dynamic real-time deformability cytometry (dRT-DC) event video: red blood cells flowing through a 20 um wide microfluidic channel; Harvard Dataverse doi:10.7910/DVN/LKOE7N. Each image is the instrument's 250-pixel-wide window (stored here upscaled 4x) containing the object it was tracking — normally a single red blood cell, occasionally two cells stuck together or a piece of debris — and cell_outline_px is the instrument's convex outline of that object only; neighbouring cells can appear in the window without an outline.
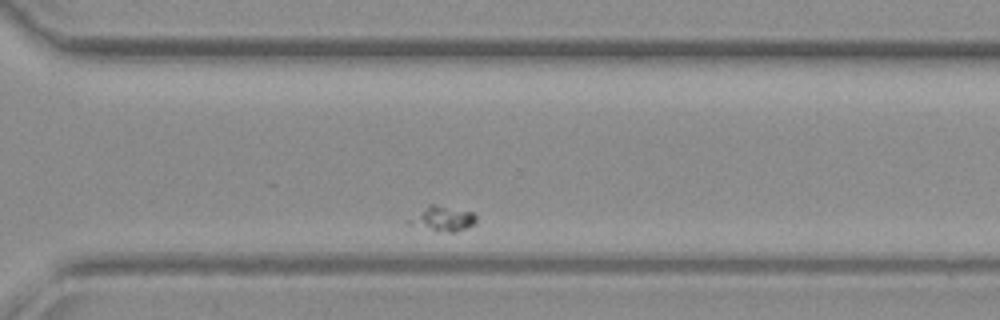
{"species": "common noctule bat (a hibernating species)", "species_latin": "Nyctalus noctula", "temperature_condition": "warm", "stored_images_in_passage": 39, "camera_frame_rate_fps": 3000, "um_per_image_px": 0.085, "animal": {"sex": "female", "body_mass_g": 19.3, "forearm_length_mm": 54.1}, "frame": {"image": 1, "passage_image": 34, "time_ms": 11.0, "image_size_px": [1000, 320], "cell_outline_px": [[476, 220], [468, 228], [456, 232], [436, 232], [404, 224], [404, 220], [428, 204], [436, 204], [472, 212], [476, 216]], "centroid_in_image_um": [37.5, 18.61], "position_along_channel_um": 333.1, "area_um2": 10.29}}